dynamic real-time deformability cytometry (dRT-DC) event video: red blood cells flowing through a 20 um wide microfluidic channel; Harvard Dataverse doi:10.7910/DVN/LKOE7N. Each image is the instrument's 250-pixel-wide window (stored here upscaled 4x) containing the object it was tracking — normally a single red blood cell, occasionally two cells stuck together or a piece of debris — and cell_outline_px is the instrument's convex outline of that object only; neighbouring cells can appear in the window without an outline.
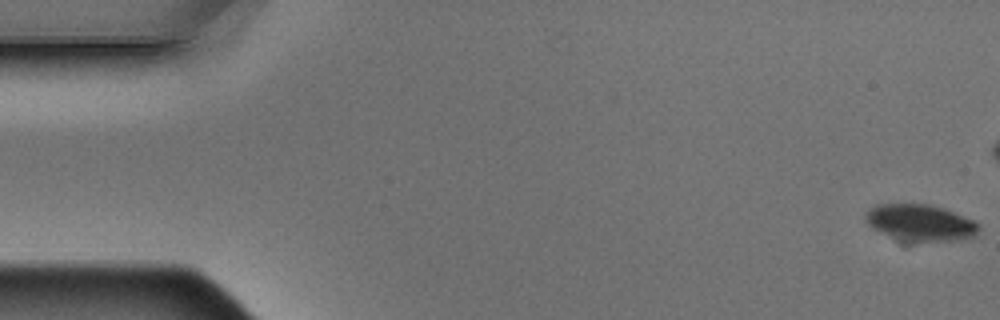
{"species": "Egyptian fruit bat (a non-hibernating species)", "species_latin": "Rousettus aegyptiacus", "temperature_condition": "warm", "stored_images_in_passage": 6, "camera_frame_rate_fps": 3000, "um_per_image_px": 0.085, "animal": {"sex": "male"}, "frame": {"image": 1, "passage_image": 1, "time_ms": 0.0, "image_size_px": [1000, 320], "cell_outline_px": [[980, 228], [972, 236], [952, 240], [904, 244], [900, 244], [872, 228], [864, 220], [864, 216], [876, 204], [928, 204], [944, 208], [972, 220], [980, 224]], "centroid_in_image_um": [78.15, 18.97], "position_along_channel_um": 6.9, "area_um2": 24.68}}